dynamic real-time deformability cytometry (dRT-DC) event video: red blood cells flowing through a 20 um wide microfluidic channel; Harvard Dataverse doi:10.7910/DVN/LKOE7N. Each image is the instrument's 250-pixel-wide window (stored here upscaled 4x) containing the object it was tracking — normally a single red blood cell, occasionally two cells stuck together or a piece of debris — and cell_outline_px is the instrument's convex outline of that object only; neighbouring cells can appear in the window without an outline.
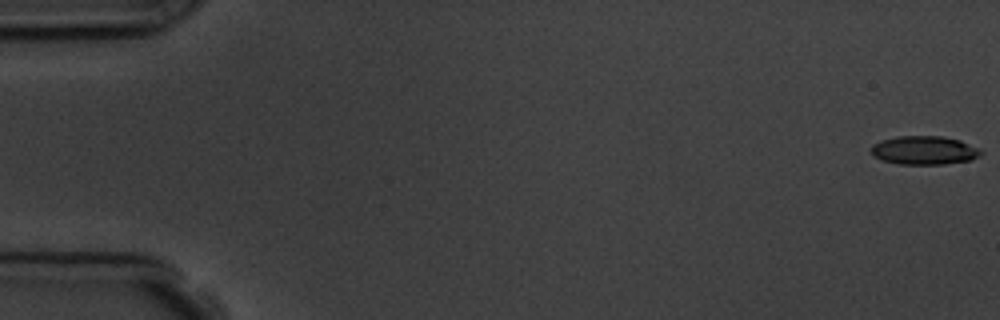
{"species": "common noctule bat (a hibernating species)", "species_latin": "Nyctalus noctula", "temperature_condition": "room temperature", "stored_images_in_passage": 5, "camera_frame_rate_fps": 3000, "um_per_image_px": 0.085, "animal": {"sex": "male", "body_mass_g": 19.5, "forearm_length_mm": 54.6}, "frame": {"image": 1, "passage_image": 1, "time_ms": 0.0, "image_size_px": [1000, 320], "cell_outline_px": [[984, 152], [980, 156], [972, 160], [944, 164], [900, 164], [884, 160], [872, 156], [872, 144], [880, 140], [896, 136], [944, 136], [960, 140], [980, 148]], "centroid_in_image_um": [78.6, 12.77], "position_along_channel_um": 6.4, "area_um2": 18.5}}
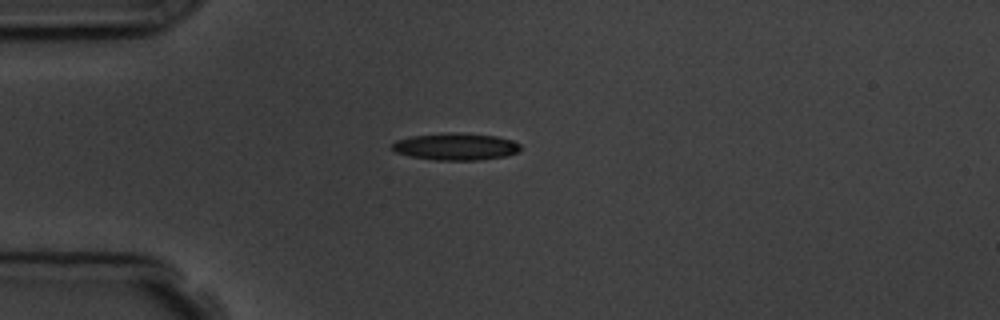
{"frame": {"image": 2, "passage_image": 5, "time_ms": 4.667, "image_size_px": [1000, 320], "cell_outline_px": [[520, 148], [516, 152], [504, 156], [480, 160], [436, 160], [408, 156], [396, 152], [392, 148], [392, 144], [396, 140], [412, 136], [452, 132], [460, 132], [496, 136], [512, 140], [520, 144]], "centroid_in_image_um": [38.72, 12.46], "position_along_channel_um": 46.3, "area_um2": 20.17}}